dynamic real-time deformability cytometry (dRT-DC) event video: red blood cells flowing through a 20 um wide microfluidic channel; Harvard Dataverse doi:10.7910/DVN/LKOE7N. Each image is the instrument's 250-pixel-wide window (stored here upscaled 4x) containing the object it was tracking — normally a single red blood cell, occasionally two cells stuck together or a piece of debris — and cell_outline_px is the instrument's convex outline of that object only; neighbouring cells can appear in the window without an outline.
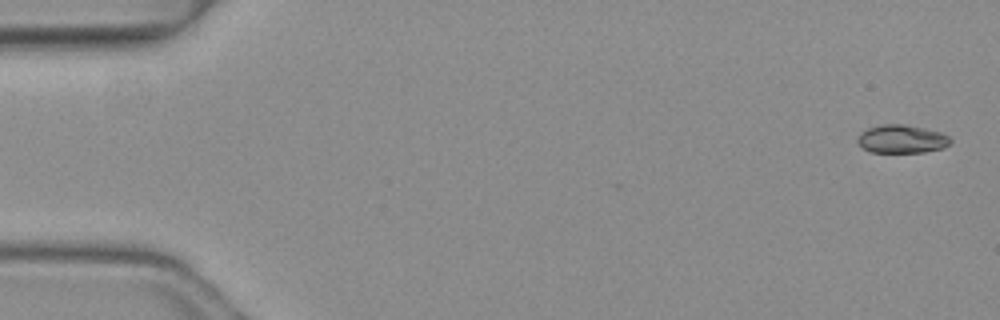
{"species": "common noctule bat (a hibernating species)", "species_latin": "Nyctalus noctula", "temperature_condition": "warm", "stored_images_in_passage": 4, "camera_frame_rate_fps": 3000, "um_per_image_px": 0.085, "animal": {"sex": "female", "body_mass_g": 19.3, "forearm_length_mm": 54.1}, "frame": {"image": 1, "passage_image": 1, "time_ms": 0.0, "image_size_px": [1000, 320], "cell_outline_px": [[952, 140], [944, 148], [924, 152], [872, 152], [864, 148], [856, 140], [860, 132], [868, 128], [884, 124], [904, 124], [924, 128], [940, 132], [948, 136]], "centroid_in_image_um": [76.65, 11.81], "position_along_channel_um": 8.4, "area_um2": 15.2}}
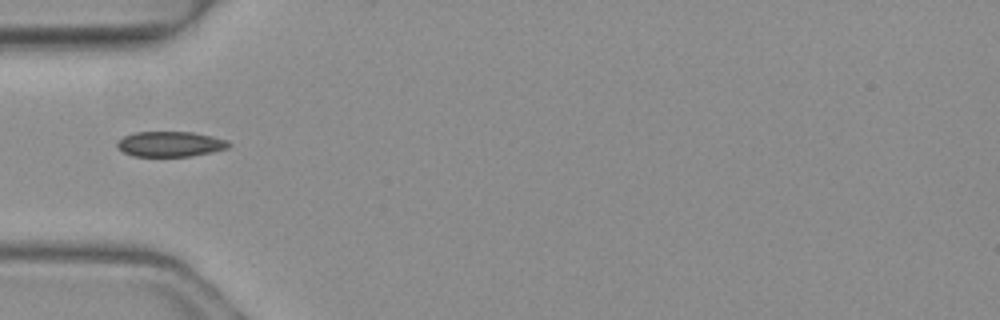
{"frame": {"image": 2, "passage_image": 4, "time_ms": 1.0, "image_size_px": [1000, 320], "cell_outline_px": [[232, 144], [228, 148], [212, 152], [192, 156], [132, 156], [116, 148], [116, 144], [124, 136], [132, 132], [192, 132], [212, 136], [228, 140]], "centroid_in_image_um": [14.48, 12.24], "position_along_channel_um": 70.5, "area_um2": 16.53}}